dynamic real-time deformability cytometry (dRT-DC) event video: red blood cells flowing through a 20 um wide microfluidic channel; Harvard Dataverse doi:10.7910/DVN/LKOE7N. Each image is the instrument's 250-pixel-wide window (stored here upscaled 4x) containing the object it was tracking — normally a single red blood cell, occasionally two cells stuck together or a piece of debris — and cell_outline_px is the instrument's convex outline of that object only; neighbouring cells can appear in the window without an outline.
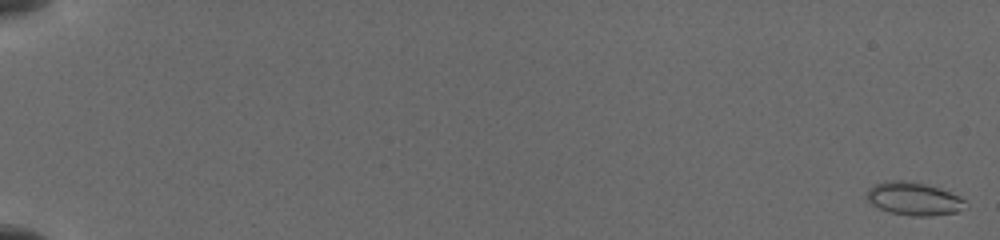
{"species": "common noctule bat (a hibernating species)", "species_latin": "Nyctalus noctula", "temperature_condition": "cold", "stored_images_in_passage": 61, "camera_frame_rate_fps": 3000, "um_per_image_px": 0.085, "animal": {"sex": "female", "body_mass_g": 19.5, "forearm_length_mm": 54.1}, "frame": {"image": 1, "passage_image": 1, "time_ms": 0.0, "image_size_px": [1000, 240], "cell_outline_px": [[968, 208], [956, 212], [932, 216], [908, 216], [888, 212], [872, 204], [864, 196], [868, 188], [876, 184], [888, 180], [904, 180], [924, 184], [940, 188], [964, 200], [968, 204]], "centroid_in_image_um": [77.65, 16.91], "position_along_channel_um": 7.3, "area_um2": 19.13}}
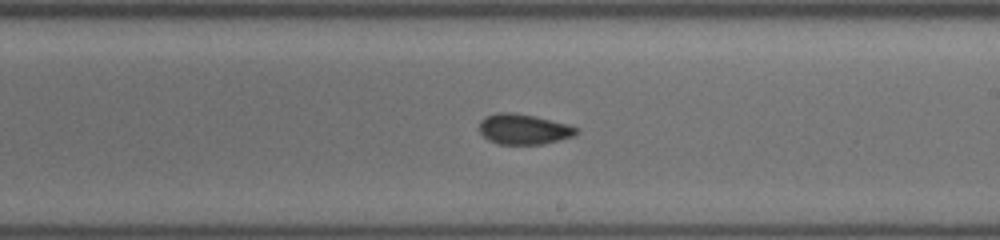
{"frame": {"image": 2, "passage_image": 41, "time_ms": 11.333, "image_size_px": [1000, 240], "cell_outline_px": [[580, 128], [572, 136], [560, 140], [544, 144], [496, 144], [488, 140], [480, 132], [480, 120], [484, 116], [496, 112], [516, 112], [536, 116], [568, 124]], "centroid_in_image_um": [44.49, 10.97], "position_along_channel_um": 244.5, "area_um2": 17.4}}
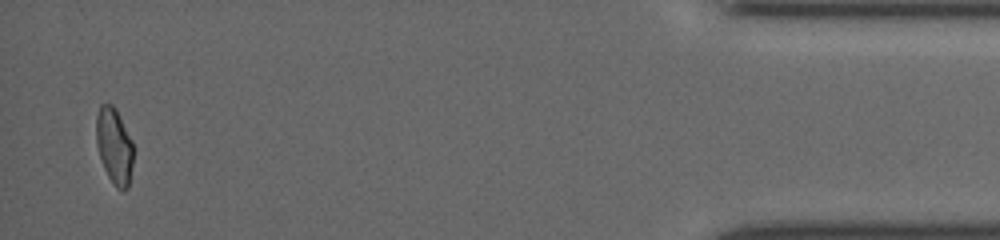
{"frame": {"image": 3, "passage_image": 60, "time_ms": 17.667, "image_size_px": [1000, 240], "cell_outline_px": [[132, 164], [128, 188], [124, 192], [116, 188], [112, 184], [104, 168], [96, 144], [96, 116], [100, 104], [112, 104], [116, 108], [132, 140]], "centroid_in_image_um": [9.7, 12.41], "position_along_channel_um": 425.5, "area_um2": 16.53}}